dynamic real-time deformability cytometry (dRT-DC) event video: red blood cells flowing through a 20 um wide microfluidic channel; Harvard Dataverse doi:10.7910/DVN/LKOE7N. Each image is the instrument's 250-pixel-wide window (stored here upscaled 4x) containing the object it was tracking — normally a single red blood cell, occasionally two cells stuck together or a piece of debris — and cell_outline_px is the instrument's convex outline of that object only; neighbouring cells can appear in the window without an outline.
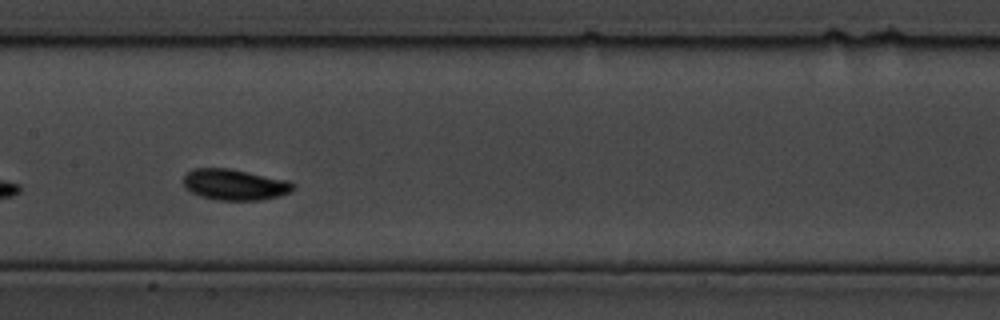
{"species": "common noctule bat (a hibernating species)", "species_latin": "Nyctalus noctula", "temperature_condition": "cold", "stored_images_in_passage": 28, "camera_frame_rate_fps": 3000, "um_per_image_px": 0.085, "animal": {"sex": "male", "body_mass_g": 19.5, "forearm_length_mm": 54.6}, "frame": {"image": 1, "passage_image": 20, "time_ms": 6.333, "image_size_px": [1000, 320], "cell_outline_px": [[296, 188], [292, 192], [280, 196], [264, 200], [216, 200], [200, 196], [192, 192], [184, 184], [184, 176], [192, 168], [232, 168], [288, 180], [296, 184]], "centroid_in_image_um": [20.02, 15.69], "position_along_channel_um": 187.4, "area_um2": 20.11}}